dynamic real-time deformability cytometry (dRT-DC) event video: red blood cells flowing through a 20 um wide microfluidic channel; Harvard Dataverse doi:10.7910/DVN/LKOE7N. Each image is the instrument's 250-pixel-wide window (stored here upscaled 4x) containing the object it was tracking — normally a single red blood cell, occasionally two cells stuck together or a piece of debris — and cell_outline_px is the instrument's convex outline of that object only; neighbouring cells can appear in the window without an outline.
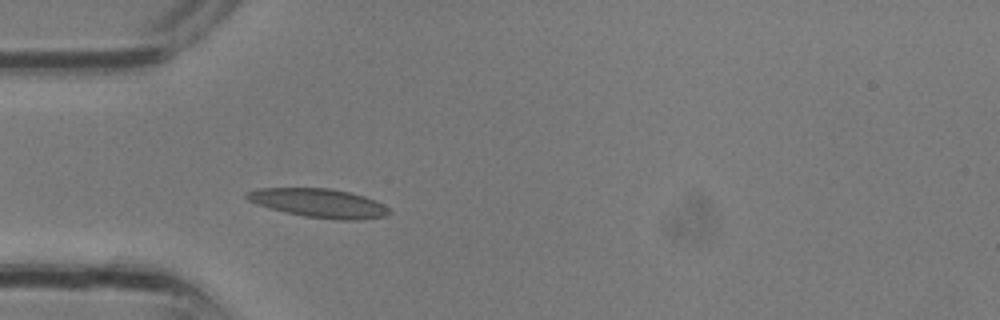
{"species": "common noctule bat (a hibernating species)", "species_latin": "Nyctalus noctula", "temperature_condition": "room temperature", "stored_images_in_passage": 5, "camera_frame_rate_fps": 3000, "um_per_image_px": 0.085, "animal": {"sex": "male", "body_mass_g": 13.3}, "frame": {"image": 1, "passage_image": 1, "time_ms": 0.0, "image_size_px": [1000, 320], "cell_outline_px": [[392, 212], [384, 216], [360, 220], [336, 220], [304, 216], [284, 212], [248, 200], [244, 196], [244, 192], [260, 188], [328, 188], [348, 192], [364, 196], [376, 200], [388, 208]], "centroid_in_image_um": [27.12, 17.26], "position_along_channel_um": 57.9, "area_um2": 23.81}}
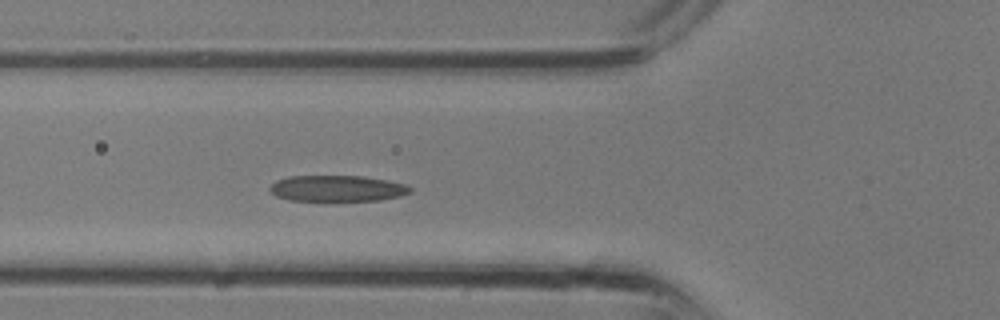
{"frame": {"image": 2, "passage_image": 3, "time_ms": 0.667, "image_size_px": [1000, 320], "cell_outline_px": [[412, 192], [400, 196], [380, 200], [332, 204], [328, 204], [288, 200], [276, 196], [268, 188], [276, 180], [288, 176], [360, 176], [388, 180], [408, 184], [412, 188]], "centroid_in_image_um": [28.66, 16.07], "position_along_channel_um": 97.1, "area_um2": 22.72}}
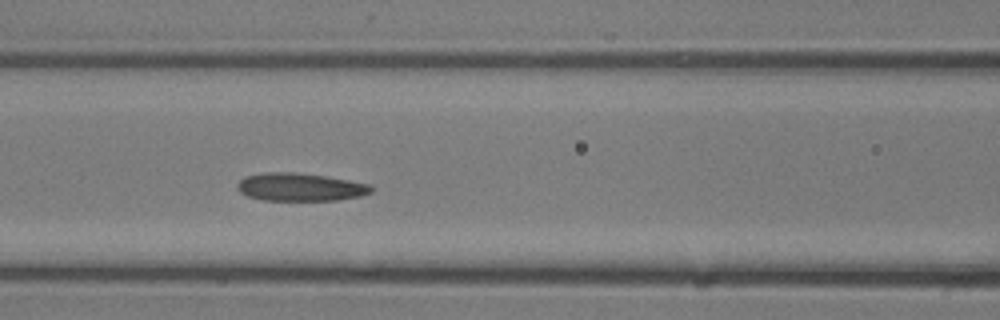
{"frame": {"image": 3, "passage_image": 5, "time_ms": 1.333, "image_size_px": [1000, 320], "cell_outline_px": [[372, 192], [360, 196], [336, 200], [264, 200], [248, 196], [240, 192], [236, 188], [236, 184], [244, 176], [268, 172], [296, 172], [324, 176], [372, 184]], "centroid_in_image_um": [25.5, 15.89], "position_along_channel_um": 141.1, "area_um2": 21.79}}